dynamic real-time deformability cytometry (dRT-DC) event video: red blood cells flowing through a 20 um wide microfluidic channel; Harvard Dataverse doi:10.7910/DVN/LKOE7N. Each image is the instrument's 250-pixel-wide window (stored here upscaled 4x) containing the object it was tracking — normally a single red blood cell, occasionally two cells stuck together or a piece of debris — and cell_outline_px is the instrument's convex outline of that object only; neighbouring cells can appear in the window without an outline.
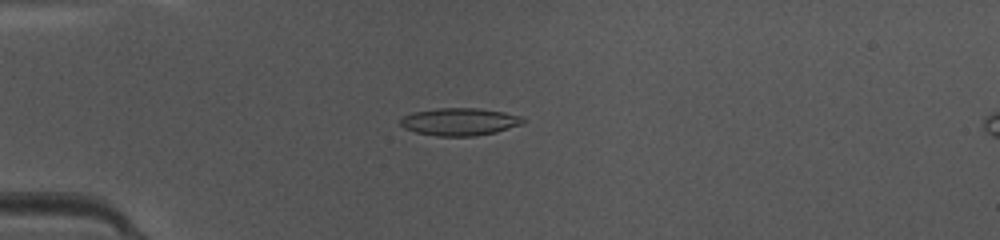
{"species": "common noctule bat (a hibernating species)", "species_latin": "Nyctalus noctula", "temperature_condition": "warm", "stored_images_in_passage": 47, "camera_frame_rate_fps": 3000, "um_per_image_px": 0.085, "animal": {"sex": "female", "body_mass_g": 10.0, "forearm_length_mm": 53.1}, "frame": {"image": 1, "passage_image": 13, "time_ms": 4.0, "image_size_px": [1000, 240], "cell_outline_px": [[528, 120], [524, 124], [496, 132], [476, 136], [436, 136], [416, 132], [404, 128], [400, 124], [400, 120], [404, 116], [416, 112], [436, 108], [476, 108], [504, 112], [520, 116]], "centroid_in_image_um": [39.12, 10.35], "position_along_channel_um": 45.9, "area_um2": 19.71}}
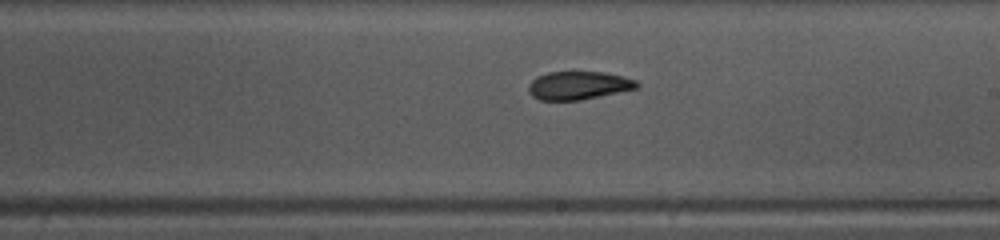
{"frame": {"image": 2, "passage_image": 28, "time_ms": 9.0, "image_size_px": [1000, 240], "cell_outline_px": [[640, 84], [636, 88], [580, 100], [540, 100], [532, 96], [528, 92], [528, 84], [536, 76], [548, 72], [604, 72], [624, 76], [636, 80]], "centroid_in_image_um": [49.14, 7.25], "position_along_channel_um": 239.9, "area_um2": 17.8}}
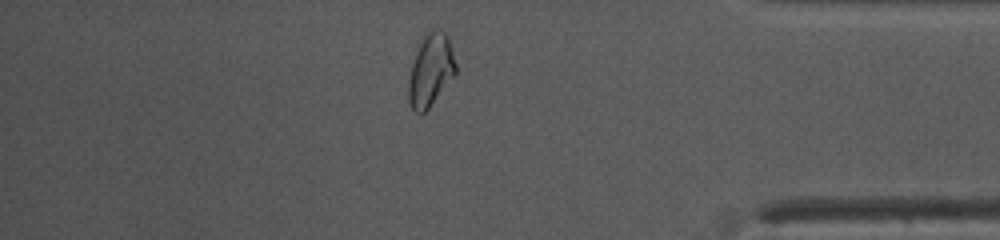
{"frame": {"image": 3, "passage_image": 41, "time_ms": 13.333, "image_size_px": [1000, 240], "cell_outline_px": [[456, 76], [428, 108], [420, 116], [412, 108], [408, 100], [408, 76], [416, 44], [424, 32], [436, 28], [444, 32], [448, 36], [456, 64]], "centroid_in_image_um": [36.58, 5.92], "position_along_channel_um": 398.6, "area_um2": 20.69}, "authors_computed_cell_mechanics": {"area_um2": 18.9584, "velocity_mm_per_s": 4.2223, "shape_relaxation_time_tau1_ms": 9.8061, "shape_relaxation_time_tau2_ms": 2.0229, "deformation_change_tau1": 0.2505, "deformation_change_tau2": 0.0764}}